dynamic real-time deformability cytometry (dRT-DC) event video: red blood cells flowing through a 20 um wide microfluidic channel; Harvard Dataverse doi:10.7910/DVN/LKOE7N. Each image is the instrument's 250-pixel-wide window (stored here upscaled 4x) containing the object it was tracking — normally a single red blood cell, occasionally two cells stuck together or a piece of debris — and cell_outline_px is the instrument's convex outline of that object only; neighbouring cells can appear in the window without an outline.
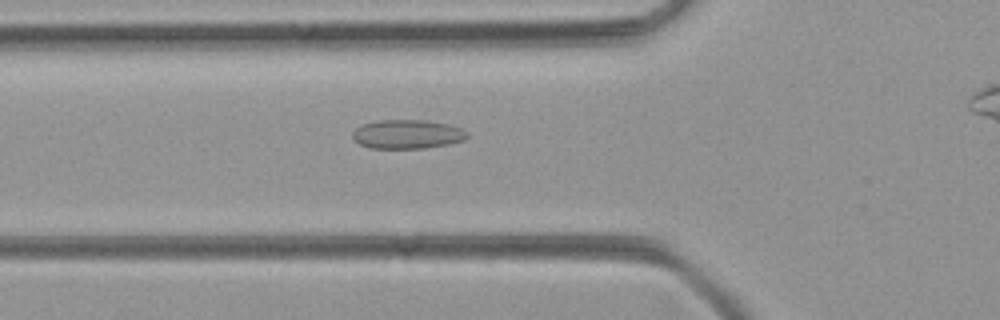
{"species": "common noctule bat (a hibernating species)", "species_latin": "Nyctalus noctula", "temperature_condition": "room temperature", "stored_images_in_passage": 30, "camera_frame_rate_fps": 3000, "um_per_image_px": 0.085, "animal": {"sex": "female", "body_mass_g": 21.9}, "frame": {"image": 1, "passage_image": 4, "time_ms": 1.0, "image_size_px": [1000, 320], "cell_outline_px": [[468, 136], [464, 140], [448, 144], [424, 148], [368, 148], [360, 144], [352, 136], [352, 132], [356, 128], [364, 124], [380, 120], [424, 120], [448, 124], [460, 128], [468, 132]], "centroid_in_image_um": [34.63, 11.41], "position_along_channel_um": 91.2, "area_um2": 19.25}}
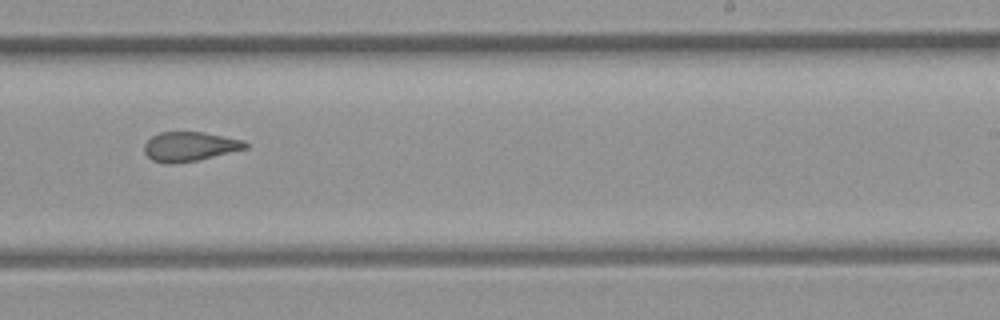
{"frame": {"image": 2, "passage_image": 17, "time_ms": 5.333, "image_size_px": [1000, 320], "cell_outline_px": [[248, 148], [196, 160], [172, 164], [164, 164], [152, 160], [144, 152], [144, 144], [152, 136], [160, 132], [204, 132], [244, 140], [248, 144]], "centroid_in_image_um": [16.11, 12.45], "position_along_channel_um": 272.9, "area_um2": 17.28}}
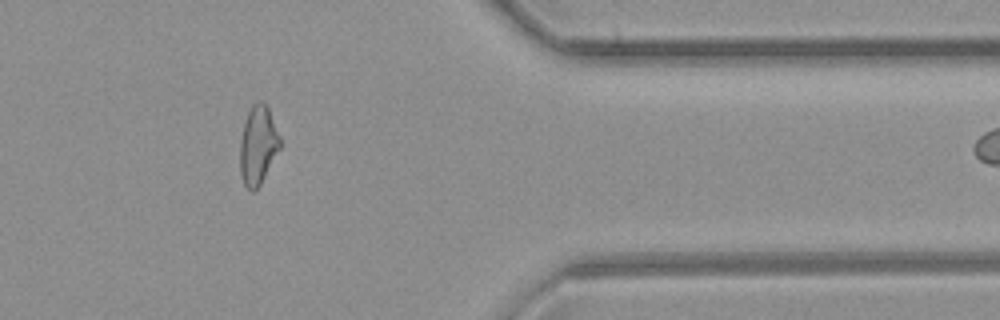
{"frame": {"image": 3, "passage_image": 27, "time_ms": 8.667, "image_size_px": [1000, 320], "cell_outline_px": [[280, 148], [260, 184], [252, 192], [244, 184], [240, 172], [240, 140], [244, 124], [248, 112], [252, 104], [256, 100], [260, 100], [268, 108], [280, 136]], "centroid_in_image_um": [21.92, 12.32], "position_along_channel_um": 389.5, "area_um2": 18.09}}